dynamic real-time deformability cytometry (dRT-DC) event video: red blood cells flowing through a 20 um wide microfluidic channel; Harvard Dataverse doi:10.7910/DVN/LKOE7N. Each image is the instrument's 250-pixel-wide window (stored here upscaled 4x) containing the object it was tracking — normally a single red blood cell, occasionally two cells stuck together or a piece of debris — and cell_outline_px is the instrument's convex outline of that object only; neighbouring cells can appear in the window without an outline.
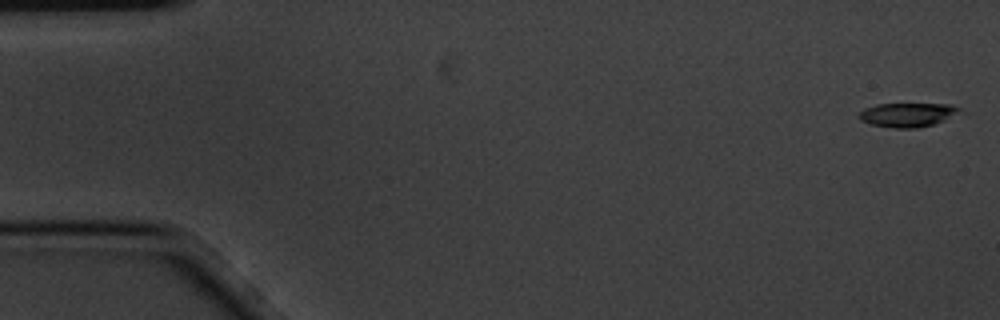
{"species": "common noctule bat (a hibernating species)", "species_latin": "Nyctalus noctula", "temperature_condition": "cold", "stored_images_in_passage": 5, "camera_frame_rate_fps": 3000, "um_per_image_px": 0.085, "animal": {"sex": "male", "body_mass_g": 20.1, "forearm_length_mm": 53.5}, "frame": {"image": 1, "passage_image": 1, "time_ms": 0.0, "image_size_px": [1000, 320], "cell_outline_px": [[960, 108], [940, 120], [932, 124], [916, 128], [896, 128], [872, 124], [860, 120], [856, 116], [864, 108], [876, 104], [952, 104]], "centroid_in_image_um": [76.98, 9.74], "position_along_channel_um": 8.0, "area_um2": 13.53}}
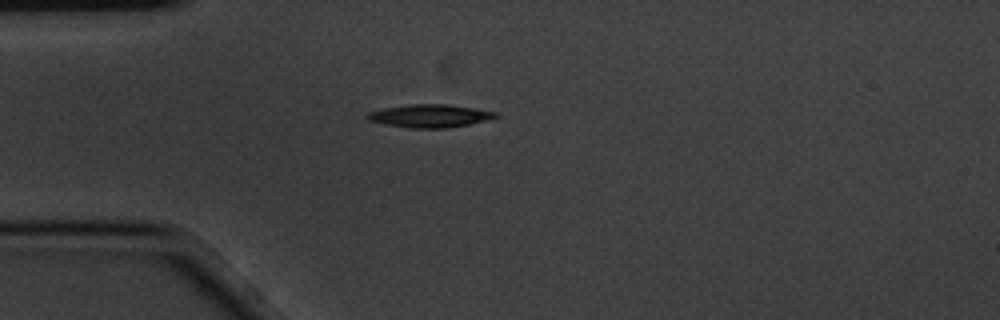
{"frame": {"image": 2, "passage_image": 5, "time_ms": 1.333, "image_size_px": [1000, 320], "cell_outline_px": [[500, 116], [468, 124], [444, 128], [412, 128], [384, 124], [368, 120], [364, 116], [368, 112], [384, 108], [412, 104], [444, 104], [472, 108], [496, 112]], "centroid_in_image_um": [36.47, 9.85], "position_along_channel_um": 48.5, "area_um2": 16.88}}